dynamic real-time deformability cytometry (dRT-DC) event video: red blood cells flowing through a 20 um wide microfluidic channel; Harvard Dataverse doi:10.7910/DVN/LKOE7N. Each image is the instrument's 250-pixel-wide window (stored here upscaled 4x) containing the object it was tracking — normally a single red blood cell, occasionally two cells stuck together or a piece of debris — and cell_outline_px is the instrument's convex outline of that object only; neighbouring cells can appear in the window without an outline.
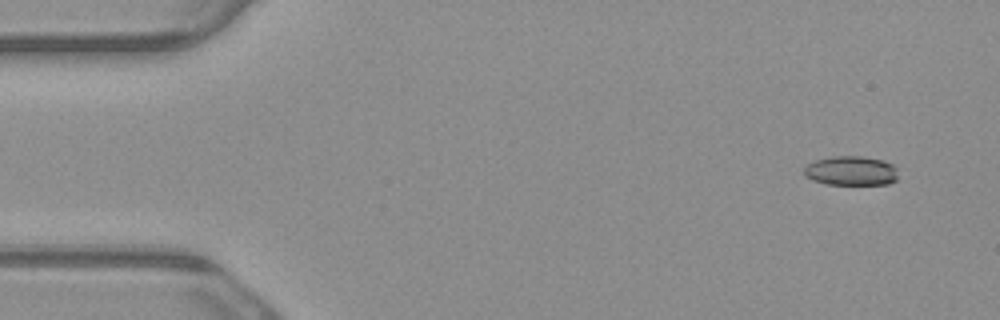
{"species": "common noctule bat (a hibernating species)", "species_latin": "Nyctalus noctula", "temperature_condition": "warm", "stored_images_in_passage": 5, "camera_frame_rate_fps": 3000, "um_per_image_px": 0.085, "animal": {"sex": "male", "body_mass_g": 23.1, "forearm_length_mm": 52.7}, "frame": {"image": 1, "passage_image": 1, "time_ms": 0.0, "image_size_px": [1000, 320], "cell_outline_px": [[896, 180], [888, 184], [828, 184], [812, 180], [804, 176], [804, 168], [808, 164], [816, 160], [832, 156], [860, 156], [884, 160], [892, 164], [896, 168]], "centroid_in_image_um": [72.33, 14.51], "position_along_channel_um": 12.7, "area_um2": 16.07}}
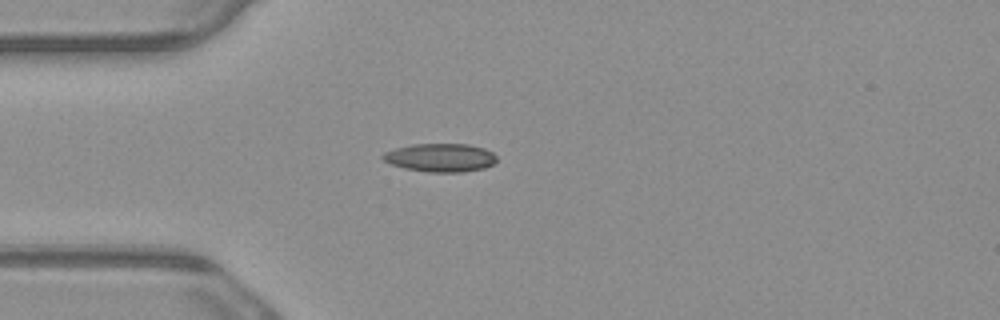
{"frame": {"image": 2, "passage_image": 4, "time_ms": 1.0, "image_size_px": [1000, 320], "cell_outline_px": [[496, 160], [492, 164], [484, 168], [464, 172], [428, 172], [404, 168], [392, 164], [384, 160], [380, 156], [384, 152], [396, 148], [412, 144], [468, 144], [484, 148], [492, 152], [496, 156]], "centroid_in_image_um": [37.43, 13.4], "position_along_channel_um": 47.6, "area_um2": 18.79}}